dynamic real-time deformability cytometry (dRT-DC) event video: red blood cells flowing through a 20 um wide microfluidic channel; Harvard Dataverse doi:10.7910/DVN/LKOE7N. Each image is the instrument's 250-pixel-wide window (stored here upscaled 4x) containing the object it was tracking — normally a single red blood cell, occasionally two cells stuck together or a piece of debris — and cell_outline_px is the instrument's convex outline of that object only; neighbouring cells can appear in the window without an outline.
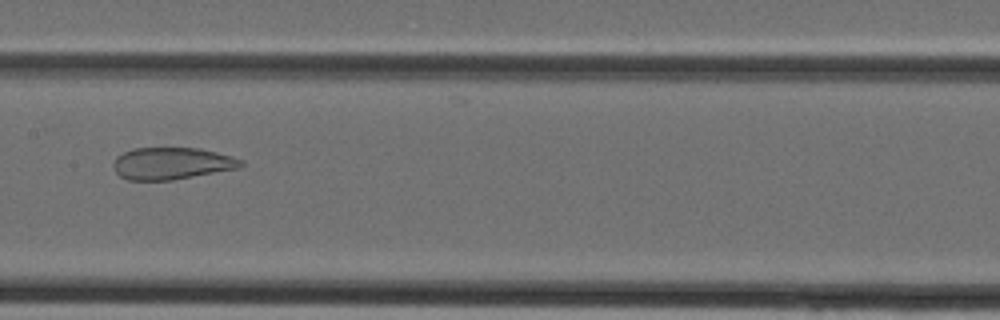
{"species": "Egyptian fruit bat (a non-hibernating species)", "species_latin": "Rousettus aegyptiacus", "temperature_condition": "cold", "stored_images_in_passage": 39, "camera_frame_rate_fps": 3000, "um_per_image_px": 0.085, "animal": {"sex": "female"}, "frame": {"image": 1, "passage_image": 19, "time_ms": 6.0, "image_size_px": [1000, 320], "cell_outline_px": [[244, 164], [240, 168], [172, 180], [128, 180], [120, 176], [116, 172], [112, 164], [116, 156], [132, 148], [200, 148], [232, 156], [244, 160]], "centroid_in_image_um": [14.61, 13.89], "position_along_channel_um": 192.8, "area_um2": 23.93}}
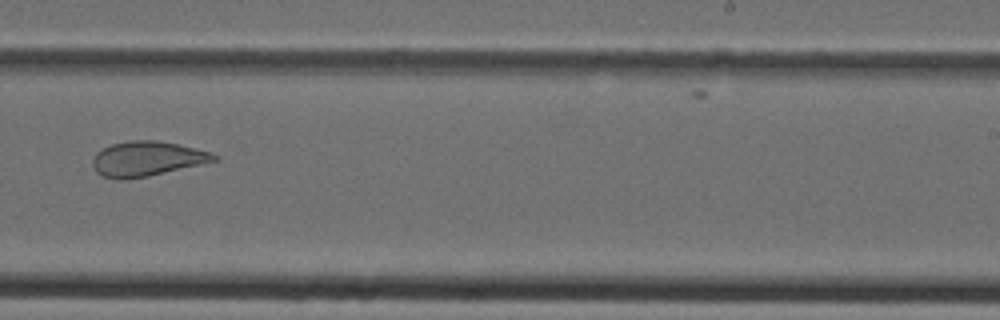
{"frame": {"image": 2, "passage_image": 24, "time_ms": 7.667, "image_size_px": [1000, 320], "cell_outline_px": [[220, 160], [148, 176], [124, 180], [120, 180], [104, 176], [96, 172], [92, 164], [92, 160], [96, 152], [112, 144], [128, 140], [156, 140], [196, 148], [220, 156]], "centroid_in_image_um": [12.49, 13.5], "position_along_channel_um": 276.5, "area_um2": 24.62}}
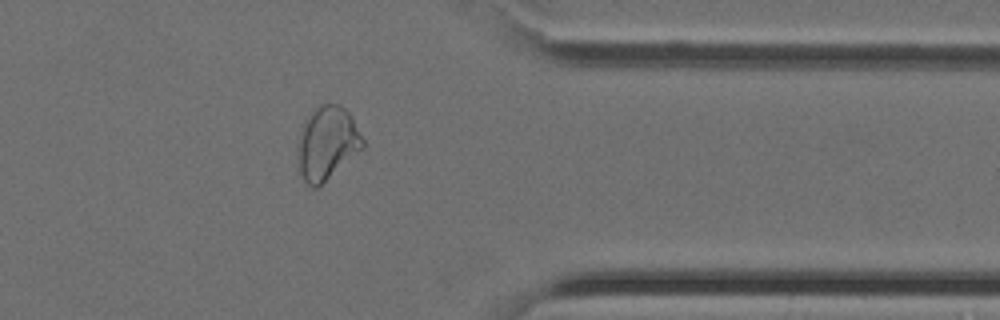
{"frame": {"image": 3, "passage_image": 31, "time_ms": 10.0, "image_size_px": [1000, 320], "cell_outline_px": [[364, 148], [316, 188], [312, 188], [304, 180], [300, 172], [300, 140], [304, 124], [312, 112], [320, 104], [340, 104], [352, 116], [364, 140]], "centroid_in_image_um": [27.87, 12.15], "position_along_channel_um": 383.5, "area_um2": 26.88}}